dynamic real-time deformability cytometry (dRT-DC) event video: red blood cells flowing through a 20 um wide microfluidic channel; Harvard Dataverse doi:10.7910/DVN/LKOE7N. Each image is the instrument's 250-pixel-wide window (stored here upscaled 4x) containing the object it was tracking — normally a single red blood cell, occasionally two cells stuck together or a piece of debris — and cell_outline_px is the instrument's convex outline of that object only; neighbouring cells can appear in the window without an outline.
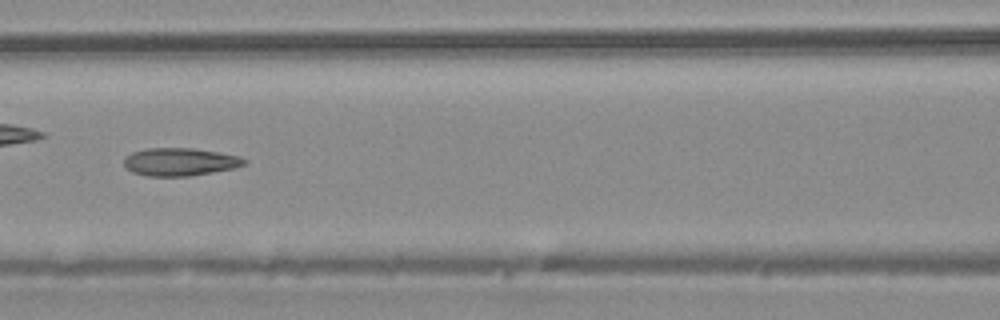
{"species": "common noctule bat (a hibernating species)", "species_latin": "Nyctalus noctula", "temperature_condition": "warm", "stored_images_in_passage": 46, "camera_frame_rate_fps": 3000, "um_per_image_px": 0.085, "animal": {"sex": "male", "body_mass_g": 20.4}, "frame": {"image": 1, "passage_image": 20, "time_ms": 6.333, "image_size_px": [1000, 320], "cell_outline_px": [[248, 164], [236, 168], [188, 176], [148, 176], [132, 172], [124, 164], [124, 156], [132, 152], [148, 148], [192, 148], [216, 152], [236, 156], [248, 160]], "centroid_in_image_um": [15.29, 13.76], "position_along_channel_um": 151.3, "area_um2": 19.48}}